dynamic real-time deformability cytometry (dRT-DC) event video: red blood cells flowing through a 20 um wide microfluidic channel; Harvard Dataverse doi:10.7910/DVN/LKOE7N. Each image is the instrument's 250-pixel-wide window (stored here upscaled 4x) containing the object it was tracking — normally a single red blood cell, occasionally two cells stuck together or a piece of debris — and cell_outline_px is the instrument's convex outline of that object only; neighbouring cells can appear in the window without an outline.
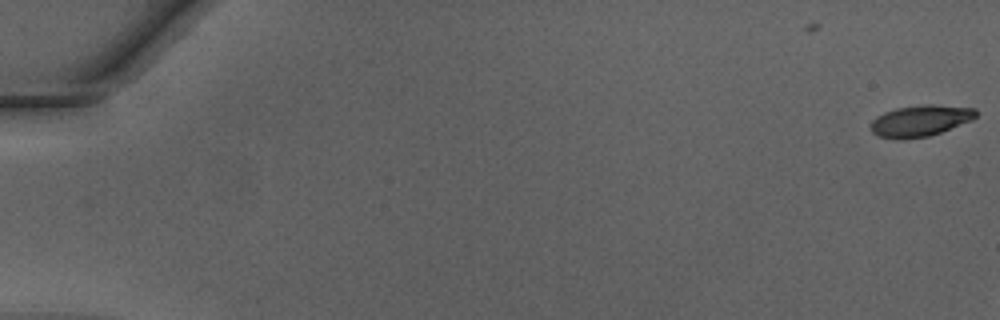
{"species": "Egyptian fruit bat (a non-hibernating species)", "species_latin": "Rousettus aegyptiacus", "temperature_condition": "warm", "stored_images_in_passage": 2, "camera_frame_rate_fps": 3000, "um_per_image_px": 0.085, "animal": {"sex": "male"}, "frame": {"image": 1, "passage_image": 2, "time_ms": 0.333, "image_size_px": [1000, 320], "cell_outline_px": [[976, 116], [972, 120], [940, 132], [928, 136], [904, 140], [896, 140], [876, 136], [872, 132], [872, 120], [876, 116], [884, 112], [896, 108], [924, 104], [932, 104], [976, 108]], "centroid_in_image_um": [78.19, 10.27], "position_along_channel_um": 6.8, "area_um2": 19.31}}